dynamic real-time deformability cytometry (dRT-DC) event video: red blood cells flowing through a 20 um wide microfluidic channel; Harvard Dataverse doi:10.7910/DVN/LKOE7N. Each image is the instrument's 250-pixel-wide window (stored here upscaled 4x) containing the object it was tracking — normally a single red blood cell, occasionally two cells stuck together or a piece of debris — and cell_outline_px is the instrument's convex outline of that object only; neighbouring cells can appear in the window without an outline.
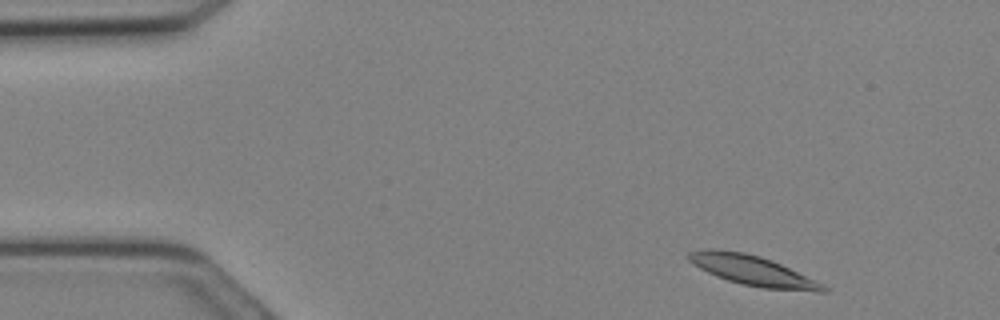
{"species": "Egyptian fruit bat (a non-hibernating species)", "species_latin": "Rousettus aegyptiacus", "temperature_condition": "cold", "stored_images_in_passage": 16, "camera_frame_rate_fps": 3000, "um_per_image_px": 0.085, "animal": {"sex": "female"}, "frame": {"image": 1, "passage_image": 1, "time_ms": 0.0, "image_size_px": [1000, 320], "cell_outline_px": [[828, 292], [820, 292], [764, 288], [744, 284], [728, 280], [716, 276], [692, 264], [688, 260], [688, 252], [704, 248], [712, 248], [744, 252], [760, 256], [772, 260], [828, 288]], "centroid_in_image_um": [63.88, 22.97], "position_along_channel_um": 21.1, "area_um2": 23.0}}
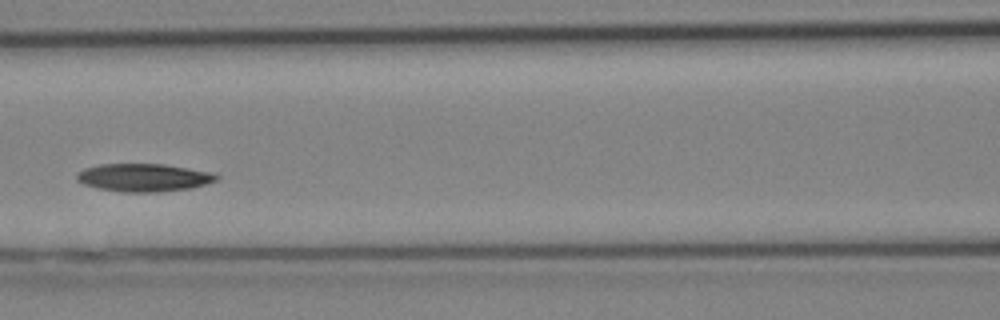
{"frame": {"image": 2, "passage_image": 11, "time_ms": 3.333, "image_size_px": [1000, 320], "cell_outline_px": [[220, 176], [216, 180], [192, 188], [160, 192], [120, 192], [96, 188], [84, 184], [76, 180], [76, 176], [84, 168], [100, 164], [164, 164], [208, 172]], "centroid_in_image_um": [12.17, 15.1], "position_along_channel_um": 154.4, "area_um2": 22.6}}
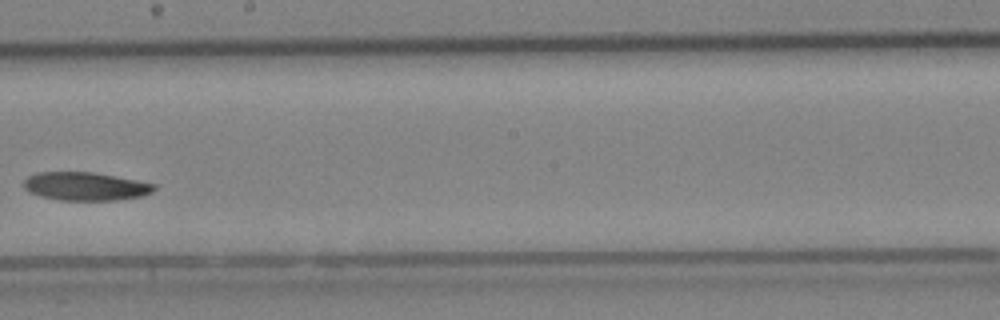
{"frame": {"image": 3, "passage_image": 15, "time_ms": 4.667, "image_size_px": [1000, 320], "cell_outline_px": [[156, 188], [152, 192], [140, 196], [116, 200], [60, 200], [40, 196], [28, 192], [24, 188], [24, 180], [28, 176], [36, 172], [92, 172], [136, 180], [156, 184]], "centroid_in_image_um": [7.23, 15.83], "position_along_channel_um": 241.0, "area_um2": 21.44}}